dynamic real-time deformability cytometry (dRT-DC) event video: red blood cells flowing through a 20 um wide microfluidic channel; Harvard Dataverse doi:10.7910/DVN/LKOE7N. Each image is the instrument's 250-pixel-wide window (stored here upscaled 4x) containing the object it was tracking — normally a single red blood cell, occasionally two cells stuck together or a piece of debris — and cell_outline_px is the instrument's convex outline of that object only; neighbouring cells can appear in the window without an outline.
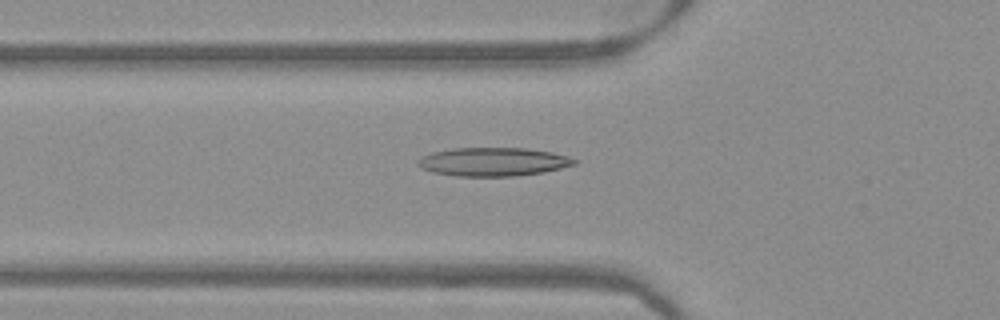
{"species": "Egyptian fruit bat (a non-hibernating species)", "species_latin": "Rousettus aegyptiacus", "temperature_condition": "warm", "stored_images_in_passage": 49, "camera_frame_rate_fps": 3000, "um_per_image_px": 0.085, "frame": {"image": 1, "passage_image": 16, "time_ms": 5.0, "image_size_px": [1000, 320], "cell_outline_px": [[580, 160], [576, 164], [544, 172], [516, 176], [456, 176], [432, 172], [420, 168], [416, 164], [416, 160], [432, 152], [452, 148], [524, 148], [552, 152], [568, 156]], "centroid_in_image_um": [41.92, 13.75], "position_along_channel_um": 83.9, "area_um2": 26.18}}
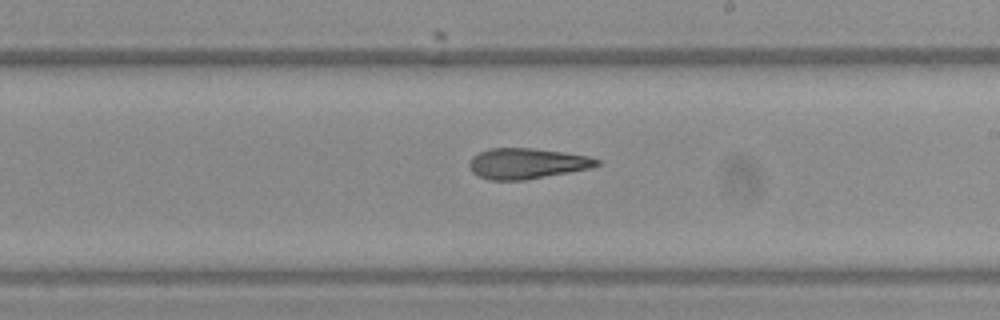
{"frame": {"image": 2, "passage_image": 28, "time_ms": 9.0, "image_size_px": [1000, 320], "cell_outline_px": [[600, 164], [592, 168], [524, 180], [488, 180], [476, 176], [472, 172], [468, 164], [472, 156], [488, 148], [532, 148], [564, 152], [588, 156], [600, 160]], "centroid_in_image_um": [44.76, 13.9], "position_along_channel_um": 244.2, "area_um2": 22.89}}
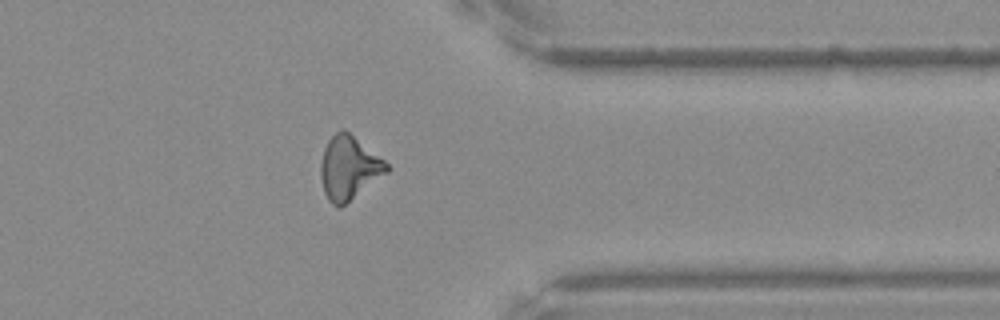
{"frame": {"image": 3, "passage_image": 39, "time_ms": 12.667, "image_size_px": [1000, 320], "cell_outline_px": [[392, 168], [388, 172], [340, 208], [332, 204], [328, 200], [324, 192], [320, 176], [320, 164], [324, 148], [328, 140], [336, 132], [344, 128], [384, 160]], "centroid_in_image_um": [29.65, 14.27], "position_along_channel_um": 381.8, "area_um2": 24.39}}